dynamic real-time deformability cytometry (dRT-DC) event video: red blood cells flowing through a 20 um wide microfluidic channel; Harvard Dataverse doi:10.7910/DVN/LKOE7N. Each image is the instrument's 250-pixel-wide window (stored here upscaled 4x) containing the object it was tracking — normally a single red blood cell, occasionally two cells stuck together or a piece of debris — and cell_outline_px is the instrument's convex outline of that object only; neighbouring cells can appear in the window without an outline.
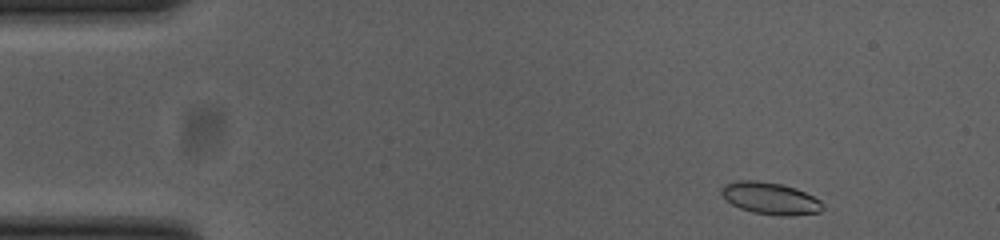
{"species": "common noctule bat (a hibernating species)", "species_latin": "Nyctalus noctula", "temperature_condition": "cold", "stored_images_in_passage": 51, "camera_frame_rate_fps": 3000, "um_per_image_px": 0.085, "animal": {"sex": "female", "body_mass_g": 23.0, "forearm_length_mm": 53.4}, "frame": {"image": 1, "passage_image": 2, "time_ms": 0.333, "image_size_px": [1000, 240], "cell_outline_px": [[824, 208], [820, 212], [788, 216], [780, 216], [752, 212], [740, 208], [732, 204], [720, 192], [720, 188], [724, 184], [736, 180], [756, 180], [780, 184], [796, 188], [820, 200], [824, 204]], "centroid_in_image_um": [65.47, 16.86], "position_along_channel_um": 19.5, "area_um2": 18.9}}
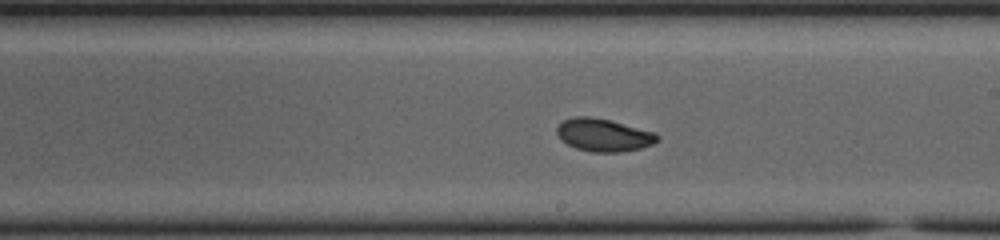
{"frame": {"image": 2, "passage_image": 27, "time_ms": 8.667, "image_size_px": [1000, 240], "cell_outline_px": [[660, 140], [652, 144], [640, 148], [620, 152], [592, 152], [576, 148], [560, 140], [556, 132], [556, 128], [564, 120], [576, 116], [588, 116], [612, 120], [652, 132], [660, 136]], "centroid_in_image_um": [51.29, 11.47], "position_along_channel_um": 237.7, "area_um2": 19.13}}
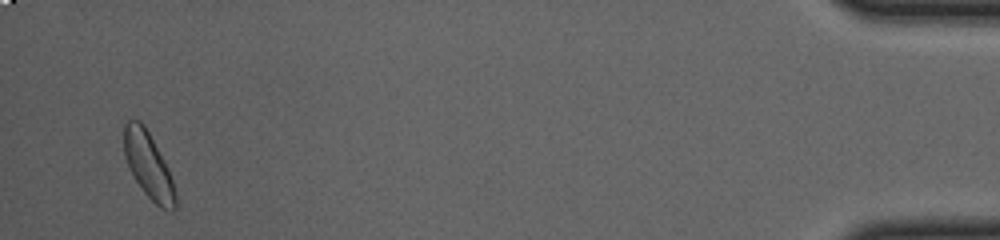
{"frame": {"image": 3, "passage_image": 49, "time_ms": 16.0, "image_size_px": [1000, 240], "cell_outline_px": [[176, 208], [172, 212], [168, 212], [160, 208], [144, 192], [136, 180], [124, 156], [124, 124], [128, 120], [140, 120], [144, 124], [168, 168], [172, 180], [176, 196]], "centroid_in_image_um": [12.63, 14.08], "position_along_channel_um": 422.6, "area_um2": 19.54}, "authors_computed_cell_mechanics": {"area_um2": 18.9006, "velocity_mm_per_s": 3.6762, "shape_relaxation_time_tau1_ms": 4.663, "shape_relaxation_time_tau2_ms": 3.5325, "deformation_change_tau1": 0.1146, "deformation_change_tau2": 0.0747}}